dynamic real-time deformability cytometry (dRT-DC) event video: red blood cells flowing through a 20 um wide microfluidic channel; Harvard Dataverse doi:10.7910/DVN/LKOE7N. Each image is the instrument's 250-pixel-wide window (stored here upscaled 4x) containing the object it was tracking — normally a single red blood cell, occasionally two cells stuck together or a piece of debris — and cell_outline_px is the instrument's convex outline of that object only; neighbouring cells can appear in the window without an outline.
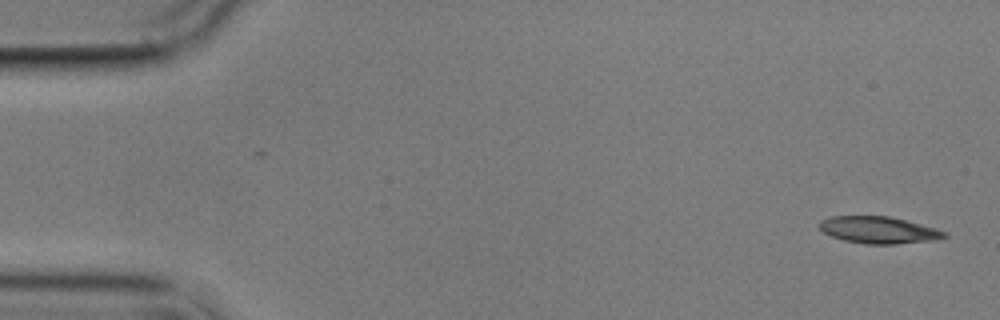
{"species": "common noctule bat (a hibernating species)", "species_latin": "Nyctalus noctula", "temperature_condition": "cold", "stored_images_in_passage": 5, "camera_frame_rate_fps": 3000, "um_per_image_px": 0.085, "animal": {"sex": "male", "body_mass_g": 17.9}, "frame": {"image": 1, "passage_image": 1, "time_ms": 0.0, "image_size_px": [1000, 320], "cell_outline_px": [[948, 236], [936, 240], [896, 244], [864, 244], [844, 240], [832, 236], [824, 232], [816, 224], [820, 220], [832, 216], [888, 216], [936, 228], [944, 232]], "centroid_in_image_um": [74.66, 19.55], "position_along_channel_um": 10.3, "area_um2": 19.54}}
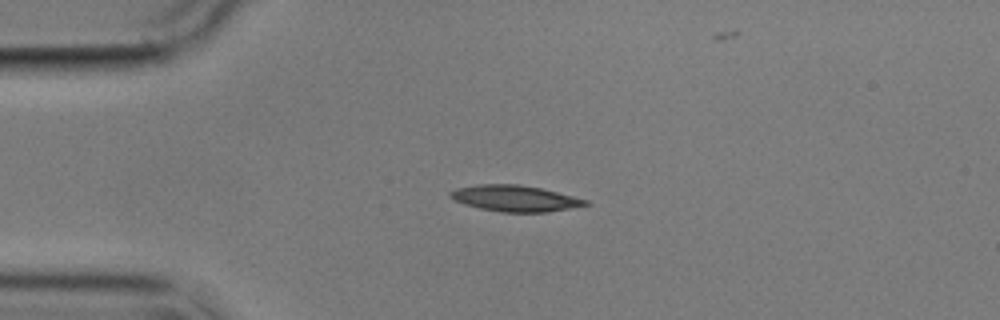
{"frame": {"image": 2, "passage_image": 4, "time_ms": 3.667, "image_size_px": [1000, 320], "cell_outline_px": [[592, 204], [544, 212], [500, 212], [480, 208], [464, 204], [448, 196], [448, 192], [456, 188], [476, 184], [520, 184], [540, 188], [588, 200]], "centroid_in_image_um": [43.73, 16.85], "position_along_channel_um": 41.3, "area_um2": 20.46}}